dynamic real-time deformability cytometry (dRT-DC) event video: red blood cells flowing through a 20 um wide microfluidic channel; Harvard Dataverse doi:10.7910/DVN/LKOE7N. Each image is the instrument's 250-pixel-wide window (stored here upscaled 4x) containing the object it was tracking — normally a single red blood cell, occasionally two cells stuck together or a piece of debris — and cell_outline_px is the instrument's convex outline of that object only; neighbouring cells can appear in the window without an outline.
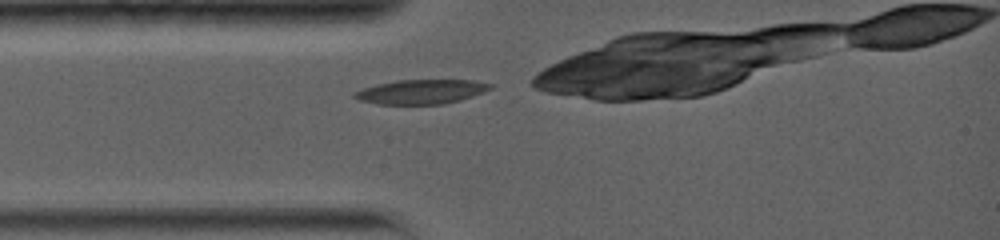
{"species": "common noctule bat (a hibernating species)", "species_latin": "Nyctalus noctula", "temperature_condition": "warm", "stored_images_in_passage": 33, "camera_frame_rate_fps": 5000, "um_per_image_px": 0.085, "animal": {"sex": "female", "body_mass_g": 19.0, "forearm_length_mm": 56.7}, "frame": {"image": 1, "passage_image": 1, "time_ms": 0.0, "image_size_px": [1000, 240], "cell_outline_px": [[492, 88], [484, 92], [460, 100], [444, 104], [376, 104], [360, 100], [352, 96], [352, 92], [376, 84], [396, 80], [472, 80], [492, 84]], "centroid_in_image_um": [35.78, 7.79], "position_along_channel_um": 49.2, "area_um2": 19.31}}
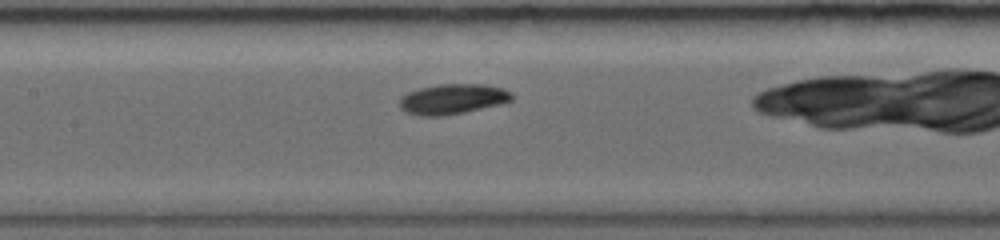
{"frame": {"image": 2, "passage_image": 10, "time_ms": 3.2, "image_size_px": [1000, 240], "cell_outline_px": [[512, 100], [500, 104], [464, 112], [440, 116], [420, 116], [404, 112], [400, 108], [400, 96], [408, 92], [420, 88], [440, 84], [484, 84], [504, 88], [512, 92]], "centroid_in_image_um": [38.46, 8.41], "position_along_channel_um": 168.9, "area_um2": 19.83}}
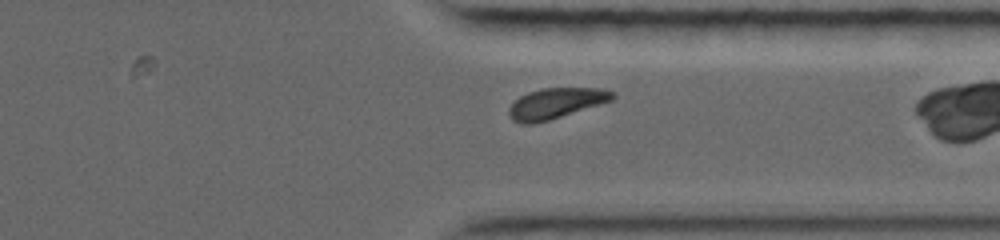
{"frame": {"image": 3, "passage_image": 26, "time_ms": 8.4, "image_size_px": [1000, 240], "cell_outline_px": [[616, 96], [612, 100], [548, 120], [532, 124], [520, 124], [512, 120], [508, 112], [508, 108], [520, 96], [528, 92], [540, 88], [604, 88], [616, 92]], "centroid_in_image_um": [47.24, 8.77], "position_along_channel_um": 364.2, "area_um2": 18.38}}